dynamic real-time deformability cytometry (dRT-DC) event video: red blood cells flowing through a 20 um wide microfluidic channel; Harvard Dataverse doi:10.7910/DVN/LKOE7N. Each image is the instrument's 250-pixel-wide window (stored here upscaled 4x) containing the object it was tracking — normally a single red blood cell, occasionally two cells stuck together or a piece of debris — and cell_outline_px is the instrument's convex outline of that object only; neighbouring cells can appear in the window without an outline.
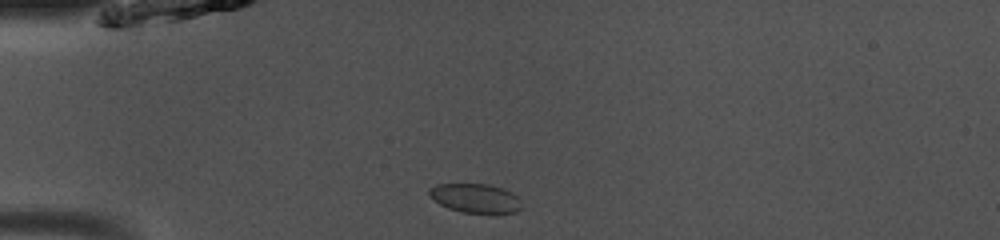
{"species": "common noctule bat (a hibernating species)", "species_latin": "Nyctalus noctula", "temperature_condition": "room temperature", "stored_images_in_passage": 37, "camera_frame_rate_fps": 3000, "um_per_image_px": 0.085, "animal": {"sex": "male", "body_mass_g": 13.0, "forearm_length_mm": 53.1}, "frame": {"image": 1, "passage_image": 1, "time_ms": 0.0, "image_size_px": [1000, 240], "cell_outline_px": [[524, 208], [516, 212], [496, 216], [488, 216], [460, 212], [448, 208], [440, 204], [428, 192], [436, 184], [488, 184], [504, 188], [512, 192], [520, 200]], "centroid_in_image_um": [40.53, 16.91], "position_along_channel_um": 44.5, "area_um2": 16.42}}
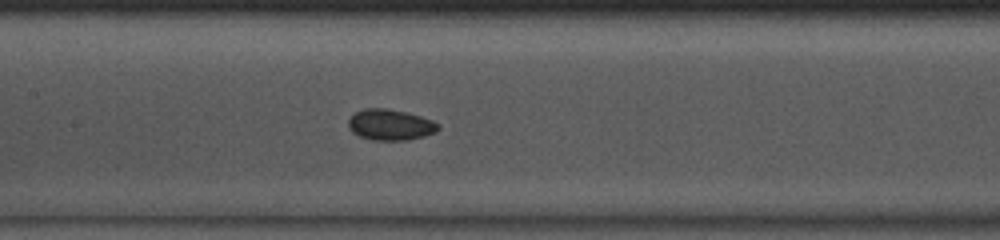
{"frame": {"image": 2, "passage_image": 12, "time_ms": 3.667, "image_size_px": [1000, 240], "cell_outline_px": [[440, 128], [436, 132], [424, 136], [408, 140], [372, 140], [360, 136], [352, 132], [348, 128], [348, 120], [356, 112], [364, 108], [388, 108], [420, 116], [432, 120], [440, 124]], "centroid_in_image_um": [33.18, 10.61], "position_along_channel_um": 174.2, "area_um2": 16.24}}
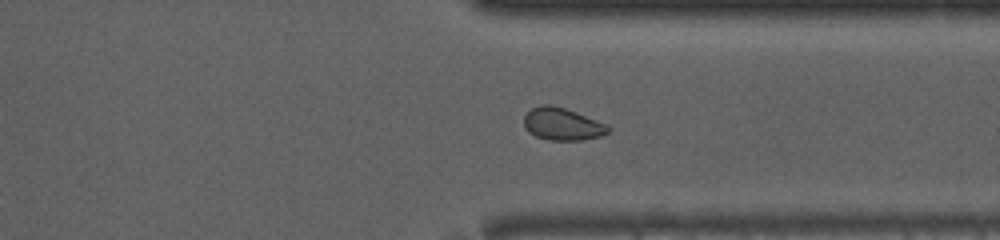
{"frame": {"image": 3, "passage_image": 26, "time_ms": 8.333, "image_size_px": [1000, 240], "cell_outline_px": [[612, 128], [608, 132], [600, 136], [584, 140], [548, 140], [536, 136], [528, 132], [524, 124], [524, 116], [532, 108], [540, 104], [552, 104], [576, 112], [608, 124]], "centroid_in_image_um": [47.81, 10.54], "position_along_channel_um": 363.6, "area_um2": 16.01}, "authors_computed_cell_mechanics": {"area_um2": 15.9528, "velocity_mm_per_s": 4.0731, "shape_relaxation_time_tau1_ms": 3.4787, "shape_relaxation_time_tau2_ms": 1.9621, "deformation_change_tau1": 0.0564, "deformation_change_tau2": 0.0375}}